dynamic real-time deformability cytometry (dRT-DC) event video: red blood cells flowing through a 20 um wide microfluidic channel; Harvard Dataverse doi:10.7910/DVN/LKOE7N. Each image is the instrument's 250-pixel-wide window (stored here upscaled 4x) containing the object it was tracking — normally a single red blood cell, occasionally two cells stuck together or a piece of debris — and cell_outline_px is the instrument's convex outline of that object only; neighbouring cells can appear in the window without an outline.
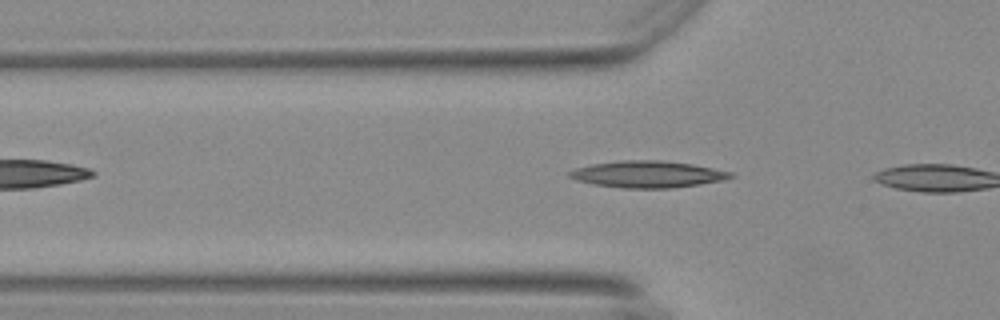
{"species": "Egyptian fruit bat (a non-hibernating species)", "species_latin": "Rousettus aegyptiacus", "temperature_condition": "warm", "stored_images_in_passage": 3, "camera_frame_rate_fps": 3000, "um_per_image_px": 0.085, "animal": {"sex": "female"}, "frame": {"image": 1, "passage_image": 2, "time_ms": 0.333, "image_size_px": [1000, 320], "cell_outline_px": [[736, 176], [724, 180], [700, 184], [672, 188], [624, 188], [592, 184], [576, 180], [568, 176], [568, 172], [576, 168], [592, 164], [620, 160], [660, 160], [692, 164], [732, 172]], "centroid_in_image_um": [55.05, 14.81], "position_along_channel_um": 70.7, "area_um2": 25.09}}